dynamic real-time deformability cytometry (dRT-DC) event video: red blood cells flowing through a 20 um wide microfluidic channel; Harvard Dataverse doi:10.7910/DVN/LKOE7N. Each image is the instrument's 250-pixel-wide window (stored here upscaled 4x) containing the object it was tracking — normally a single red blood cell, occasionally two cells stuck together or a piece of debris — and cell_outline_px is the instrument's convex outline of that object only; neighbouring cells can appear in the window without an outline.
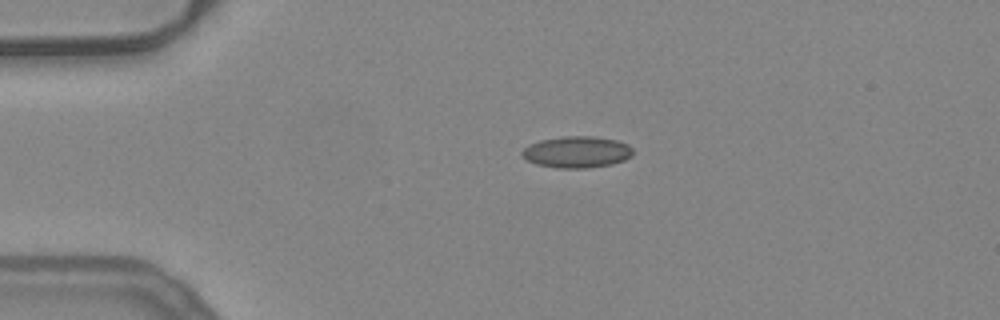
{"species": "common noctule bat (a hibernating species)", "species_latin": "Nyctalus noctula", "temperature_condition": "warm", "stored_images_in_passage": 42, "camera_frame_rate_fps": 3000, "um_per_image_px": 0.085, "animal": {"sex": "female", "body_mass_g": 24.6, "forearm_length_mm": 56.2}, "frame": {"image": 1, "passage_image": 1, "time_ms": 0.0, "image_size_px": [1000, 320], "cell_outline_px": [[632, 156], [624, 160], [612, 164], [588, 168], [556, 168], [536, 164], [520, 156], [520, 152], [524, 148], [540, 140], [564, 136], [592, 136], [616, 140], [628, 144], [632, 148]], "centroid_in_image_um": [49.03, 12.93], "position_along_channel_um": 36.0, "area_um2": 20.4}}
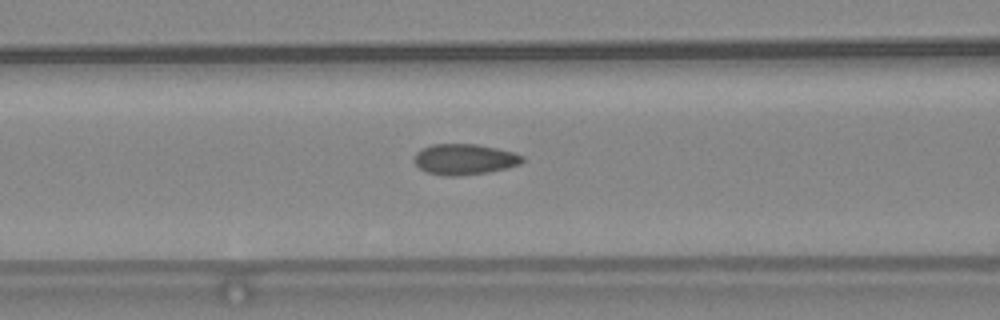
{"frame": {"image": 2, "passage_image": 11, "time_ms": 3.333, "image_size_px": [1000, 320], "cell_outline_px": [[524, 160], [520, 164], [488, 172], [460, 176], [444, 176], [428, 172], [420, 168], [412, 160], [416, 152], [420, 148], [432, 144], [476, 144], [496, 148], [512, 152], [524, 156]], "centroid_in_image_um": [39.44, 13.53], "position_along_channel_um": 127.2, "area_um2": 19.42}}
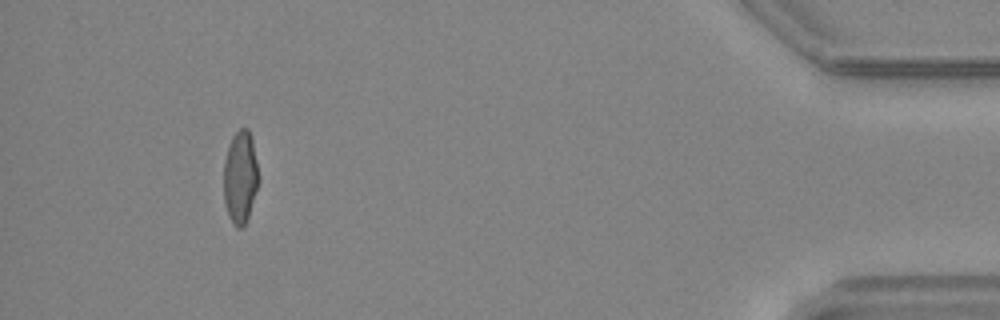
{"frame": {"image": 3, "passage_image": 38, "time_ms": 12.333, "image_size_px": [1000, 320], "cell_outline_px": [[260, 180], [248, 216], [244, 224], [240, 228], [236, 228], [228, 216], [224, 204], [224, 160], [232, 136], [240, 128], [248, 128], [252, 136]], "centroid_in_image_um": [20.43, 15.04], "position_along_channel_um": 414.8, "area_um2": 19.02}, "authors_computed_cell_mechanics": {"area_um2": 19.1318, "velocity_mm_per_s": 3.94, "shape_relaxation_time_tau1_ms": null, "shape_relaxation_time_tau2_ms": 0.8891, "deformation_change_tau1": null, "deformation_change_tau2": 0.0675}}